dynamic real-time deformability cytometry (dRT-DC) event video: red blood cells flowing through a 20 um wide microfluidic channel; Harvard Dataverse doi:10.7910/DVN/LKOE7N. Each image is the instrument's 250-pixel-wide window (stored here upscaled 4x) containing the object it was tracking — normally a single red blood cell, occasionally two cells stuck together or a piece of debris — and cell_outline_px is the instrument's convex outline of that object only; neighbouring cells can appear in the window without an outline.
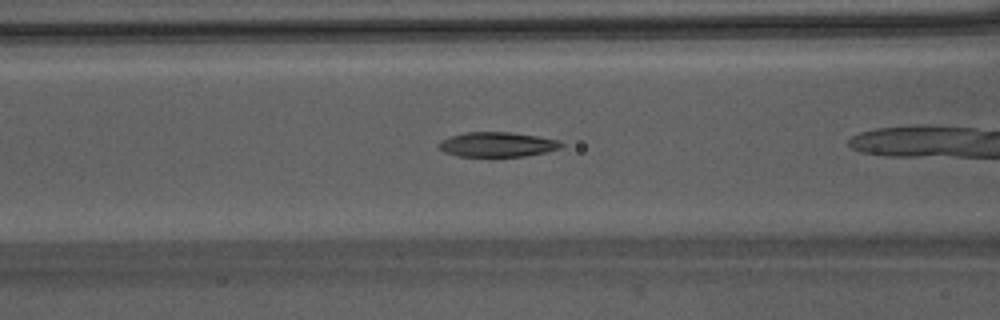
{"species": "Egyptian fruit bat (a non-hibernating species)", "species_latin": "Rousettus aegyptiacus", "temperature_condition": "warm", "stored_images_in_passage": 23, "camera_frame_rate_fps": 3000, "um_per_image_px": 0.085, "animal": {"sex": "male"}, "frame": {"image": 1, "passage_image": 4, "time_ms": 1.0, "image_size_px": [1000, 320], "cell_outline_px": [[564, 144], [560, 148], [544, 152], [524, 156], [456, 156], [444, 152], [436, 144], [440, 140], [452, 136], [468, 132], [508, 132], [536, 136], [560, 140]], "centroid_in_image_um": [42.25, 12.28], "position_along_channel_um": 124.4, "area_um2": 17.51}}